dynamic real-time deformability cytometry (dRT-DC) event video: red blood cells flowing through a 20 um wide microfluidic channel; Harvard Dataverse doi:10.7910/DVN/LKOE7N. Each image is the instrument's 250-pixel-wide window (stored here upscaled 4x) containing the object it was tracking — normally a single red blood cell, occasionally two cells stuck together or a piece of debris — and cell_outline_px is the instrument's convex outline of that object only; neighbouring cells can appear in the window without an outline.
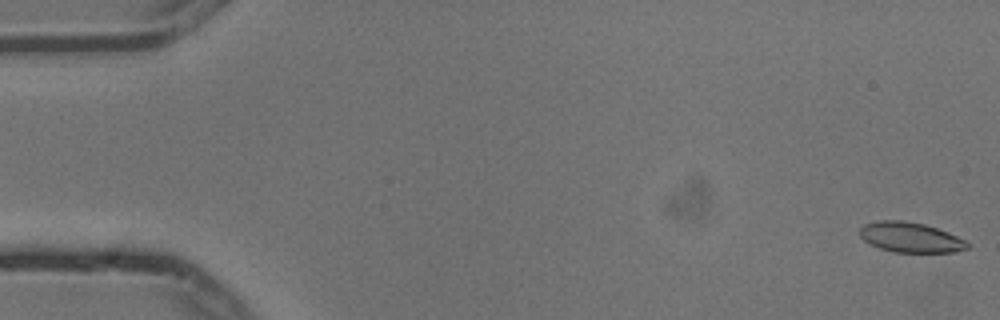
{"species": "common noctule bat (a hibernating species)", "species_latin": "Nyctalus noctula", "temperature_condition": "cold", "stored_images_in_passage": 6, "camera_frame_rate_fps": 3000, "um_per_image_px": 0.085, "animal": {"sex": "male", "body_mass_g": 13.3}, "frame": {"image": 1, "passage_image": 1, "time_ms": 0.0, "image_size_px": [1000, 320], "cell_outline_px": [[968, 248], [956, 252], [892, 252], [880, 248], [864, 240], [860, 236], [860, 228], [864, 224], [880, 220], [904, 220], [924, 224], [948, 232], [964, 240], [968, 244]], "centroid_in_image_um": [77.38, 20.17], "position_along_channel_um": 7.6, "area_um2": 18.73}}
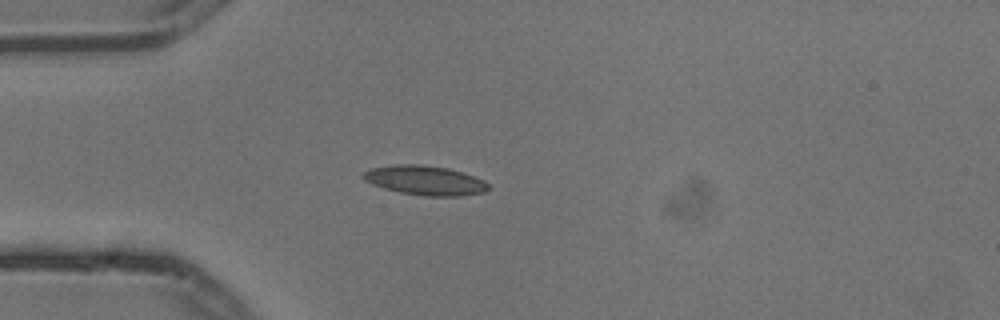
{"frame": {"image": 2, "passage_image": 5, "time_ms": 1.333, "image_size_px": [1000, 320], "cell_outline_px": [[488, 188], [484, 192], [460, 196], [424, 196], [400, 192], [384, 188], [372, 184], [364, 180], [360, 176], [364, 172], [372, 168], [396, 164], [424, 164], [448, 168], [484, 180], [488, 184]], "centroid_in_image_um": [36.1, 15.33], "position_along_channel_um": 48.9, "area_um2": 21.39}}